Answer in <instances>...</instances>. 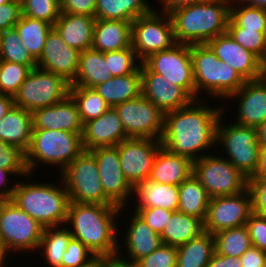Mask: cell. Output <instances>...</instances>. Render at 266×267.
<instances>
[{
    "mask_svg": "<svg viewBox=\"0 0 266 267\" xmlns=\"http://www.w3.org/2000/svg\"><path fill=\"white\" fill-rule=\"evenodd\" d=\"M199 97L185 107L164 113L160 140L166 150L192 161L209 154L204 151L217 146V124L226 108L208 107V103L205 105L204 99Z\"/></svg>",
    "mask_w": 266,
    "mask_h": 267,
    "instance_id": "1",
    "label": "cell"
},
{
    "mask_svg": "<svg viewBox=\"0 0 266 267\" xmlns=\"http://www.w3.org/2000/svg\"><path fill=\"white\" fill-rule=\"evenodd\" d=\"M123 210L117 205L70 202L64 226H71L68 229L72 237L97 258L115 256L121 250L117 217Z\"/></svg>",
    "mask_w": 266,
    "mask_h": 267,
    "instance_id": "2",
    "label": "cell"
},
{
    "mask_svg": "<svg viewBox=\"0 0 266 267\" xmlns=\"http://www.w3.org/2000/svg\"><path fill=\"white\" fill-rule=\"evenodd\" d=\"M231 0H204L171 11L174 37L181 44H207L226 33Z\"/></svg>",
    "mask_w": 266,
    "mask_h": 267,
    "instance_id": "3",
    "label": "cell"
},
{
    "mask_svg": "<svg viewBox=\"0 0 266 267\" xmlns=\"http://www.w3.org/2000/svg\"><path fill=\"white\" fill-rule=\"evenodd\" d=\"M31 175L26 183L17 181L11 200L44 228L64 226L70 199L63 181L61 186L34 180L30 183Z\"/></svg>",
    "mask_w": 266,
    "mask_h": 267,
    "instance_id": "4",
    "label": "cell"
},
{
    "mask_svg": "<svg viewBox=\"0 0 266 267\" xmlns=\"http://www.w3.org/2000/svg\"><path fill=\"white\" fill-rule=\"evenodd\" d=\"M195 82V99L199 93H208L212 98L228 99L246 82L234 68L218 59L207 44L190 45Z\"/></svg>",
    "mask_w": 266,
    "mask_h": 267,
    "instance_id": "5",
    "label": "cell"
},
{
    "mask_svg": "<svg viewBox=\"0 0 266 267\" xmlns=\"http://www.w3.org/2000/svg\"><path fill=\"white\" fill-rule=\"evenodd\" d=\"M82 133L61 130L32 129L31 144L25 153L29 174L38 165L59 167V174L84 150Z\"/></svg>",
    "mask_w": 266,
    "mask_h": 267,
    "instance_id": "6",
    "label": "cell"
},
{
    "mask_svg": "<svg viewBox=\"0 0 266 267\" xmlns=\"http://www.w3.org/2000/svg\"><path fill=\"white\" fill-rule=\"evenodd\" d=\"M70 202L115 205L104 193L95 156L83 150L61 173Z\"/></svg>",
    "mask_w": 266,
    "mask_h": 267,
    "instance_id": "7",
    "label": "cell"
},
{
    "mask_svg": "<svg viewBox=\"0 0 266 267\" xmlns=\"http://www.w3.org/2000/svg\"><path fill=\"white\" fill-rule=\"evenodd\" d=\"M213 154L211 152L193 161V175L209 197L232 196L246 191L248 177L225 157H221L223 155Z\"/></svg>",
    "mask_w": 266,
    "mask_h": 267,
    "instance_id": "8",
    "label": "cell"
},
{
    "mask_svg": "<svg viewBox=\"0 0 266 267\" xmlns=\"http://www.w3.org/2000/svg\"><path fill=\"white\" fill-rule=\"evenodd\" d=\"M224 115L225 113L221 115L217 124L216 144L222 145L226 159L249 178L254 174L259 158L257 128L233 122L229 125L222 124Z\"/></svg>",
    "mask_w": 266,
    "mask_h": 267,
    "instance_id": "9",
    "label": "cell"
},
{
    "mask_svg": "<svg viewBox=\"0 0 266 267\" xmlns=\"http://www.w3.org/2000/svg\"><path fill=\"white\" fill-rule=\"evenodd\" d=\"M153 9L131 23L132 48L140 62L177 44L169 13Z\"/></svg>",
    "mask_w": 266,
    "mask_h": 267,
    "instance_id": "10",
    "label": "cell"
},
{
    "mask_svg": "<svg viewBox=\"0 0 266 267\" xmlns=\"http://www.w3.org/2000/svg\"><path fill=\"white\" fill-rule=\"evenodd\" d=\"M70 83L62 76L35 67L14 96V106L29 112L50 107L69 95Z\"/></svg>",
    "mask_w": 266,
    "mask_h": 267,
    "instance_id": "11",
    "label": "cell"
},
{
    "mask_svg": "<svg viewBox=\"0 0 266 267\" xmlns=\"http://www.w3.org/2000/svg\"><path fill=\"white\" fill-rule=\"evenodd\" d=\"M44 227L12 200L0 205V235L11 252L38 251Z\"/></svg>",
    "mask_w": 266,
    "mask_h": 267,
    "instance_id": "12",
    "label": "cell"
},
{
    "mask_svg": "<svg viewBox=\"0 0 266 267\" xmlns=\"http://www.w3.org/2000/svg\"><path fill=\"white\" fill-rule=\"evenodd\" d=\"M128 138L161 140L164 113L142 94L114 106Z\"/></svg>",
    "mask_w": 266,
    "mask_h": 267,
    "instance_id": "13",
    "label": "cell"
},
{
    "mask_svg": "<svg viewBox=\"0 0 266 267\" xmlns=\"http://www.w3.org/2000/svg\"><path fill=\"white\" fill-rule=\"evenodd\" d=\"M143 63L162 75L170 84L182 87L195 100V82L190 45L177 43L172 48L150 55Z\"/></svg>",
    "mask_w": 266,
    "mask_h": 267,
    "instance_id": "14",
    "label": "cell"
},
{
    "mask_svg": "<svg viewBox=\"0 0 266 267\" xmlns=\"http://www.w3.org/2000/svg\"><path fill=\"white\" fill-rule=\"evenodd\" d=\"M115 147L124 177L134 187L149 179L154 159L162 145L156 139L128 138Z\"/></svg>",
    "mask_w": 266,
    "mask_h": 267,
    "instance_id": "15",
    "label": "cell"
},
{
    "mask_svg": "<svg viewBox=\"0 0 266 267\" xmlns=\"http://www.w3.org/2000/svg\"><path fill=\"white\" fill-rule=\"evenodd\" d=\"M251 213L252 196L249 189L232 196L210 198L204 231L214 235L224 229L244 226Z\"/></svg>",
    "mask_w": 266,
    "mask_h": 267,
    "instance_id": "16",
    "label": "cell"
},
{
    "mask_svg": "<svg viewBox=\"0 0 266 267\" xmlns=\"http://www.w3.org/2000/svg\"><path fill=\"white\" fill-rule=\"evenodd\" d=\"M98 165L105 195L117 206L127 207L133 187L124 177L116 147H98L90 150Z\"/></svg>",
    "mask_w": 266,
    "mask_h": 267,
    "instance_id": "17",
    "label": "cell"
},
{
    "mask_svg": "<svg viewBox=\"0 0 266 267\" xmlns=\"http://www.w3.org/2000/svg\"><path fill=\"white\" fill-rule=\"evenodd\" d=\"M80 51L70 47L52 27L46 36L37 67L62 76L70 84L75 80Z\"/></svg>",
    "mask_w": 266,
    "mask_h": 267,
    "instance_id": "18",
    "label": "cell"
},
{
    "mask_svg": "<svg viewBox=\"0 0 266 267\" xmlns=\"http://www.w3.org/2000/svg\"><path fill=\"white\" fill-rule=\"evenodd\" d=\"M207 45L218 59L234 68L245 81L259 79L263 61L238 44L228 32L216 36Z\"/></svg>",
    "mask_w": 266,
    "mask_h": 267,
    "instance_id": "19",
    "label": "cell"
},
{
    "mask_svg": "<svg viewBox=\"0 0 266 267\" xmlns=\"http://www.w3.org/2000/svg\"><path fill=\"white\" fill-rule=\"evenodd\" d=\"M140 69L142 95L163 113L185 107L194 100L182 87L170 84L162 75L151 71L143 62Z\"/></svg>",
    "mask_w": 266,
    "mask_h": 267,
    "instance_id": "20",
    "label": "cell"
},
{
    "mask_svg": "<svg viewBox=\"0 0 266 267\" xmlns=\"http://www.w3.org/2000/svg\"><path fill=\"white\" fill-rule=\"evenodd\" d=\"M82 146L85 151L98 147H115L128 139L122 121L114 107L100 117L83 124Z\"/></svg>",
    "mask_w": 266,
    "mask_h": 267,
    "instance_id": "21",
    "label": "cell"
},
{
    "mask_svg": "<svg viewBox=\"0 0 266 267\" xmlns=\"http://www.w3.org/2000/svg\"><path fill=\"white\" fill-rule=\"evenodd\" d=\"M228 98L238 101V117L234 123L258 128L266 122V86L260 79L246 81Z\"/></svg>",
    "mask_w": 266,
    "mask_h": 267,
    "instance_id": "22",
    "label": "cell"
},
{
    "mask_svg": "<svg viewBox=\"0 0 266 267\" xmlns=\"http://www.w3.org/2000/svg\"><path fill=\"white\" fill-rule=\"evenodd\" d=\"M33 129L82 133L83 123L78 107L70 95L63 101L32 112Z\"/></svg>",
    "mask_w": 266,
    "mask_h": 267,
    "instance_id": "23",
    "label": "cell"
},
{
    "mask_svg": "<svg viewBox=\"0 0 266 267\" xmlns=\"http://www.w3.org/2000/svg\"><path fill=\"white\" fill-rule=\"evenodd\" d=\"M132 215L130 224L128 223L129 226H127L128 231L125 232V242L123 241L128 257L124 258L119 251L117 255L124 260L136 263L156 250L162 244V241L160 235L155 233L139 215L135 212H132Z\"/></svg>",
    "mask_w": 266,
    "mask_h": 267,
    "instance_id": "24",
    "label": "cell"
},
{
    "mask_svg": "<svg viewBox=\"0 0 266 267\" xmlns=\"http://www.w3.org/2000/svg\"><path fill=\"white\" fill-rule=\"evenodd\" d=\"M192 174V160L173 154L162 146L154 159L149 180L179 186Z\"/></svg>",
    "mask_w": 266,
    "mask_h": 267,
    "instance_id": "25",
    "label": "cell"
},
{
    "mask_svg": "<svg viewBox=\"0 0 266 267\" xmlns=\"http://www.w3.org/2000/svg\"><path fill=\"white\" fill-rule=\"evenodd\" d=\"M95 22L94 16L60 13L53 27L70 47L82 52L91 49Z\"/></svg>",
    "mask_w": 266,
    "mask_h": 267,
    "instance_id": "26",
    "label": "cell"
},
{
    "mask_svg": "<svg viewBox=\"0 0 266 267\" xmlns=\"http://www.w3.org/2000/svg\"><path fill=\"white\" fill-rule=\"evenodd\" d=\"M131 23L124 20L96 19L91 48L109 52L131 47Z\"/></svg>",
    "mask_w": 266,
    "mask_h": 267,
    "instance_id": "27",
    "label": "cell"
},
{
    "mask_svg": "<svg viewBox=\"0 0 266 267\" xmlns=\"http://www.w3.org/2000/svg\"><path fill=\"white\" fill-rule=\"evenodd\" d=\"M134 211L139 208L161 207L177 211L179 206V186L153 182L149 179L133 187ZM137 200V201H136ZM137 202V203H136Z\"/></svg>",
    "mask_w": 266,
    "mask_h": 267,
    "instance_id": "28",
    "label": "cell"
},
{
    "mask_svg": "<svg viewBox=\"0 0 266 267\" xmlns=\"http://www.w3.org/2000/svg\"><path fill=\"white\" fill-rule=\"evenodd\" d=\"M32 113L17 107L0 119V140L27 152L31 144Z\"/></svg>",
    "mask_w": 266,
    "mask_h": 267,
    "instance_id": "29",
    "label": "cell"
},
{
    "mask_svg": "<svg viewBox=\"0 0 266 267\" xmlns=\"http://www.w3.org/2000/svg\"><path fill=\"white\" fill-rule=\"evenodd\" d=\"M95 91L114 107L125 101L135 99L142 94L141 69L125 76H115L94 87Z\"/></svg>",
    "mask_w": 266,
    "mask_h": 267,
    "instance_id": "30",
    "label": "cell"
},
{
    "mask_svg": "<svg viewBox=\"0 0 266 267\" xmlns=\"http://www.w3.org/2000/svg\"><path fill=\"white\" fill-rule=\"evenodd\" d=\"M112 77L104 59V52L91 48L80 53L76 77L70 86L94 88Z\"/></svg>",
    "mask_w": 266,
    "mask_h": 267,
    "instance_id": "31",
    "label": "cell"
},
{
    "mask_svg": "<svg viewBox=\"0 0 266 267\" xmlns=\"http://www.w3.org/2000/svg\"><path fill=\"white\" fill-rule=\"evenodd\" d=\"M204 232V222L200 218L174 211L160 237L163 244L178 247Z\"/></svg>",
    "mask_w": 266,
    "mask_h": 267,
    "instance_id": "32",
    "label": "cell"
},
{
    "mask_svg": "<svg viewBox=\"0 0 266 267\" xmlns=\"http://www.w3.org/2000/svg\"><path fill=\"white\" fill-rule=\"evenodd\" d=\"M176 267H207L215 252V238L208 232L176 247Z\"/></svg>",
    "mask_w": 266,
    "mask_h": 267,
    "instance_id": "33",
    "label": "cell"
},
{
    "mask_svg": "<svg viewBox=\"0 0 266 267\" xmlns=\"http://www.w3.org/2000/svg\"><path fill=\"white\" fill-rule=\"evenodd\" d=\"M152 9L147 0H97L95 18L133 22Z\"/></svg>",
    "mask_w": 266,
    "mask_h": 267,
    "instance_id": "34",
    "label": "cell"
},
{
    "mask_svg": "<svg viewBox=\"0 0 266 267\" xmlns=\"http://www.w3.org/2000/svg\"><path fill=\"white\" fill-rule=\"evenodd\" d=\"M210 197L206 189L192 174L179 185V206L177 211L200 218L203 222L208 212Z\"/></svg>",
    "mask_w": 266,
    "mask_h": 267,
    "instance_id": "35",
    "label": "cell"
},
{
    "mask_svg": "<svg viewBox=\"0 0 266 267\" xmlns=\"http://www.w3.org/2000/svg\"><path fill=\"white\" fill-rule=\"evenodd\" d=\"M72 235L68 227L53 226L43 229L38 250L44 254L47 265L61 267L62 255L66 251ZM42 249V250H41ZM43 253V254H42Z\"/></svg>",
    "mask_w": 266,
    "mask_h": 267,
    "instance_id": "36",
    "label": "cell"
},
{
    "mask_svg": "<svg viewBox=\"0 0 266 267\" xmlns=\"http://www.w3.org/2000/svg\"><path fill=\"white\" fill-rule=\"evenodd\" d=\"M53 26L45 21L21 16L14 26L28 52L37 60L42 53L46 36Z\"/></svg>",
    "mask_w": 266,
    "mask_h": 267,
    "instance_id": "37",
    "label": "cell"
},
{
    "mask_svg": "<svg viewBox=\"0 0 266 267\" xmlns=\"http://www.w3.org/2000/svg\"><path fill=\"white\" fill-rule=\"evenodd\" d=\"M69 95L78 107L83 124L100 117L110 108L94 88L70 86Z\"/></svg>",
    "mask_w": 266,
    "mask_h": 267,
    "instance_id": "38",
    "label": "cell"
},
{
    "mask_svg": "<svg viewBox=\"0 0 266 267\" xmlns=\"http://www.w3.org/2000/svg\"><path fill=\"white\" fill-rule=\"evenodd\" d=\"M214 238L215 251L225 256L240 258L252 246L246 225L218 231Z\"/></svg>",
    "mask_w": 266,
    "mask_h": 267,
    "instance_id": "39",
    "label": "cell"
},
{
    "mask_svg": "<svg viewBox=\"0 0 266 267\" xmlns=\"http://www.w3.org/2000/svg\"><path fill=\"white\" fill-rule=\"evenodd\" d=\"M0 60L37 67V61L28 52L15 28L0 32Z\"/></svg>",
    "mask_w": 266,
    "mask_h": 267,
    "instance_id": "40",
    "label": "cell"
},
{
    "mask_svg": "<svg viewBox=\"0 0 266 267\" xmlns=\"http://www.w3.org/2000/svg\"><path fill=\"white\" fill-rule=\"evenodd\" d=\"M227 32L238 44L253 52L263 62L266 60V32L239 27L231 18Z\"/></svg>",
    "mask_w": 266,
    "mask_h": 267,
    "instance_id": "41",
    "label": "cell"
},
{
    "mask_svg": "<svg viewBox=\"0 0 266 267\" xmlns=\"http://www.w3.org/2000/svg\"><path fill=\"white\" fill-rule=\"evenodd\" d=\"M230 18L239 27L266 32V9L264 8L231 2Z\"/></svg>",
    "mask_w": 266,
    "mask_h": 267,
    "instance_id": "42",
    "label": "cell"
},
{
    "mask_svg": "<svg viewBox=\"0 0 266 267\" xmlns=\"http://www.w3.org/2000/svg\"><path fill=\"white\" fill-rule=\"evenodd\" d=\"M104 59L113 77L132 74L140 68L142 63L132 46L118 51L104 52Z\"/></svg>",
    "mask_w": 266,
    "mask_h": 267,
    "instance_id": "43",
    "label": "cell"
},
{
    "mask_svg": "<svg viewBox=\"0 0 266 267\" xmlns=\"http://www.w3.org/2000/svg\"><path fill=\"white\" fill-rule=\"evenodd\" d=\"M31 71L28 66L0 60V94L14 97Z\"/></svg>",
    "mask_w": 266,
    "mask_h": 267,
    "instance_id": "44",
    "label": "cell"
},
{
    "mask_svg": "<svg viewBox=\"0 0 266 267\" xmlns=\"http://www.w3.org/2000/svg\"><path fill=\"white\" fill-rule=\"evenodd\" d=\"M22 15L45 21L52 26L60 16V0H21Z\"/></svg>",
    "mask_w": 266,
    "mask_h": 267,
    "instance_id": "45",
    "label": "cell"
},
{
    "mask_svg": "<svg viewBox=\"0 0 266 267\" xmlns=\"http://www.w3.org/2000/svg\"><path fill=\"white\" fill-rule=\"evenodd\" d=\"M97 257L79 240L71 238L62 255L61 267H91Z\"/></svg>",
    "mask_w": 266,
    "mask_h": 267,
    "instance_id": "46",
    "label": "cell"
},
{
    "mask_svg": "<svg viewBox=\"0 0 266 267\" xmlns=\"http://www.w3.org/2000/svg\"><path fill=\"white\" fill-rule=\"evenodd\" d=\"M0 168L12 172L15 176L26 178L28 170L25 153L19 148L0 140Z\"/></svg>",
    "mask_w": 266,
    "mask_h": 267,
    "instance_id": "47",
    "label": "cell"
},
{
    "mask_svg": "<svg viewBox=\"0 0 266 267\" xmlns=\"http://www.w3.org/2000/svg\"><path fill=\"white\" fill-rule=\"evenodd\" d=\"M136 263L138 267H176L177 249L162 243L156 250Z\"/></svg>",
    "mask_w": 266,
    "mask_h": 267,
    "instance_id": "48",
    "label": "cell"
},
{
    "mask_svg": "<svg viewBox=\"0 0 266 267\" xmlns=\"http://www.w3.org/2000/svg\"><path fill=\"white\" fill-rule=\"evenodd\" d=\"M172 212L161 207L139 208L135 211L159 235H161L166 223H168Z\"/></svg>",
    "mask_w": 266,
    "mask_h": 267,
    "instance_id": "49",
    "label": "cell"
},
{
    "mask_svg": "<svg viewBox=\"0 0 266 267\" xmlns=\"http://www.w3.org/2000/svg\"><path fill=\"white\" fill-rule=\"evenodd\" d=\"M252 246L266 252V216L252 212L246 222Z\"/></svg>",
    "mask_w": 266,
    "mask_h": 267,
    "instance_id": "50",
    "label": "cell"
},
{
    "mask_svg": "<svg viewBox=\"0 0 266 267\" xmlns=\"http://www.w3.org/2000/svg\"><path fill=\"white\" fill-rule=\"evenodd\" d=\"M248 189L252 196V212L266 216V180L248 178Z\"/></svg>",
    "mask_w": 266,
    "mask_h": 267,
    "instance_id": "51",
    "label": "cell"
},
{
    "mask_svg": "<svg viewBox=\"0 0 266 267\" xmlns=\"http://www.w3.org/2000/svg\"><path fill=\"white\" fill-rule=\"evenodd\" d=\"M22 16L21 2L11 0L0 6V32L14 28Z\"/></svg>",
    "mask_w": 266,
    "mask_h": 267,
    "instance_id": "52",
    "label": "cell"
},
{
    "mask_svg": "<svg viewBox=\"0 0 266 267\" xmlns=\"http://www.w3.org/2000/svg\"><path fill=\"white\" fill-rule=\"evenodd\" d=\"M97 0H60L61 13L95 17Z\"/></svg>",
    "mask_w": 266,
    "mask_h": 267,
    "instance_id": "53",
    "label": "cell"
},
{
    "mask_svg": "<svg viewBox=\"0 0 266 267\" xmlns=\"http://www.w3.org/2000/svg\"><path fill=\"white\" fill-rule=\"evenodd\" d=\"M242 267H266V252L251 246L240 256Z\"/></svg>",
    "mask_w": 266,
    "mask_h": 267,
    "instance_id": "54",
    "label": "cell"
},
{
    "mask_svg": "<svg viewBox=\"0 0 266 267\" xmlns=\"http://www.w3.org/2000/svg\"><path fill=\"white\" fill-rule=\"evenodd\" d=\"M13 175L14 174L12 172L0 168V198L3 201L11 200L13 191H14L16 183H17V182H13L12 185H9V183H12V180L10 181L9 179L10 178L12 179L11 176H13Z\"/></svg>",
    "mask_w": 266,
    "mask_h": 267,
    "instance_id": "55",
    "label": "cell"
},
{
    "mask_svg": "<svg viewBox=\"0 0 266 267\" xmlns=\"http://www.w3.org/2000/svg\"><path fill=\"white\" fill-rule=\"evenodd\" d=\"M207 267H242L239 258L225 256L214 252L212 259L209 261Z\"/></svg>",
    "mask_w": 266,
    "mask_h": 267,
    "instance_id": "56",
    "label": "cell"
},
{
    "mask_svg": "<svg viewBox=\"0 0 266 267\" xmlns=\"http://www.w3.org/2000/svg\"><path fill=\"white\" fill-rule=\"evenodd\" d=\"M98 267H138L137 263L124 260L118 255L97 258Z\"/></svg>",
    "mask_w": 266,
    "mask_h": 267,
    "instance_id": "57",
    "label": "cell"
},
{
    "mask_svg": "<svg viewBox=\"0 0 266 267\" xmlns=\"http://www.w3.org/2000/svg\"><path fill=\"white\" fill-rule=\"evenodd\" d=\"M160 5H163L162 12L170 13L173 10L181 7L189 6L204 0H158ZM162 3V4H161Z\"/></svg>",
    "mask_w": 266,
    "mask_h": 267,
    "instance_id": "58",
    "label": "cell"
},
{
    "mask_svg": "<svg viewBox=\"0 0 266 267\" xmlns=\"http://www.w3.org/2000/svg\"><path fill=\"white\" fill-rule=\"evenodd\" d=\"M249 178H259L266 180V146H260L257 168Z\"/></svg>",
    "mask_w": 266,
    "mask_h": 267,
    "instance_id": "59",
    "label": "cell"
},
{
    "mask_svg": "<svg viewBox=\"0 0 266 267\" xmlns=\"http://www.w3.org/2000/svg\"><path fill=\"white\" fill-rule=\"evenodd\" d=\"M14 106V97L0 94V119L4 117Z\"/></svg>",
    "mask_w": 266,
    "mask_h": 267,
    "instance_id": "60",
    "label": "cell"
},
{
    "mask_svg": "<svg viewBox=\"0 0 266 267\" xmlns=\"http://www.w3.org/2000/svg\"><path fill=\"white\" fill-rule=\"evenodd\" d=\"M232 2L241 3L248 6L266 9V0H231Z\"/></svg>",
    "mask_w": 266,
    "mask_h": 267,
    "instance_id": "61",
    "label": "cell"
},
{
    "mask_svg": "<svg viewBox=\"0 0 266 267\" xmlns=\"http://www.w3.org/2000/svg\"><path fill=\"white\" fill-rule=\"evenodd\" d=\"M258 142L260 146H266V122L257 128Z\"/></svg>",
    "mask_w": 266,
    "mask_h": 267,
    "instance_id": "62",
    "label": "cell"
},
{
    "mask_svg": "<svg viewBox=\"0 0 266 267\" xmlns=\"http://www.w3.org/2000/svg\"><path fill=\"white\" fill-rule=\"evenodd\" d=\"M7 246L5 245V242L3 240V237L0 235V260L5 264L8 260L9 253ZM8 256V257H7Z\"/></svg>",
    "mask_w": 266,
    "mask_h": 267,
    "instance_id": "63",
    "label": "cell"
},
{
    "mask_svg": "<svg viewBox=\"0 0 266 267\" xmlns=\"http://www.w3.org/2000/svg\"><path fill=\"white\" fill-rule=\"evenodd\" d=\"M259 79L265 84L266 86V70L263 68L261 75L259 76Z\"/></svg>",
    "mask_w": 266,
    "mask_h": 267,
    "instance_id": "64",
    "label": "cell"
},
{
    "mask_svg": "<svg viewBox=\"0 0 266 267\" xmlns=\"http://www.w3.org/2000/svg\"><path fill=\"white\" fill-rule=\"evenodd\" d=\"M9 1H11V0H0V6L8 3Z\"/></svg>",
    "mask_w": 266,
    "mask_h": 267,
    "instance_id": "65",
    "label": "cell"
},
{
    "mask_svg": "<svg viewBox=\"0 0 266 267\" xmlns=\"http://www.w3.org/2000/svg\"><path fill=\"white\" fill-rule=\"evenodd\" d=\"M7 267V265L6 264H4L1 260H0V267Z\"/></svg>",
    "mask_w": 266,
    "mask_h": 267,
    "instance_id": "66",
    "label": "cell"
},
{
    "mask_svg": "<svg viewBox=\"0 0 266 267\" xmlns=\"http://www.w3.org/2000/svg\"><path fill=\"white\" fill-rule=\"evenodd\" d=\"M263 68L266 70V60L263 62Z\"/></svg>",
    "mask_w": 266,
    "mask_h": 267,
    "instance_id": "67",
    "label": "cell"
},
{
    "mask_svg": "<svg viewBox=\"0 0 266 267\" xmlns=\"http://www.w3.org/2000/svg\"><path fill=\"white\" fill-rule=\"evenodd\" d=\"M91 267H98V264H97V262L93 265V266H91Z\"/></svg>",
    "mask_w": 266,
    "mask_h": 267,
    "instance_id": "68",
    "label": "cell"
}]
</instances>
